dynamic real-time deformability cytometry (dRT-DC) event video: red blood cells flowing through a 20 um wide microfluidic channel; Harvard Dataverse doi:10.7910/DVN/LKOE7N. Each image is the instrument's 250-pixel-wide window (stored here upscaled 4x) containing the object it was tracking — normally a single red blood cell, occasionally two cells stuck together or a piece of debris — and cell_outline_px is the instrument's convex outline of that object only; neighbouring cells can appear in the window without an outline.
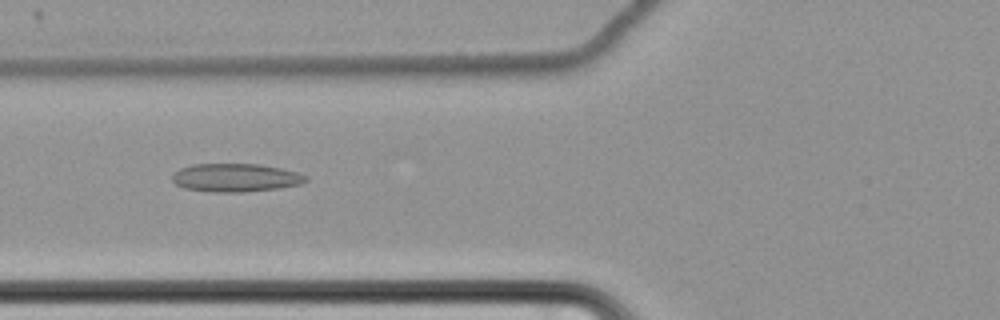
{"species": "common noctule bat (a hibernating species)", "species_latin": "Nyctalus noctula", "temperature_condition": "cold", "stored_images_in_passage": 59, "camera_frame_rate_fps": 3000, "um_per_image_px": 0.085, "animal": {"sex": "female", "body_mass_g": 22.7, "forearm_length_mm": 54.2}, "frame": {"image": 1, "passage_image": 27, "time_ms": 8.667, "image_size_px": [1000, 320], "cell_outline_px": [[308, 180], [300, 184], [280, 188], [244, 192], [212, 192], [184, 188], [176, 184], [172, 180], [172, 172], [180, 168], [192, 164], [260, 164], [280, 168], [296, 172], [308, 176]], "centroid_in_image_um": [20.01, 15.1], "position_along_channel_um": 105.8, "area_um2": 22.14}}
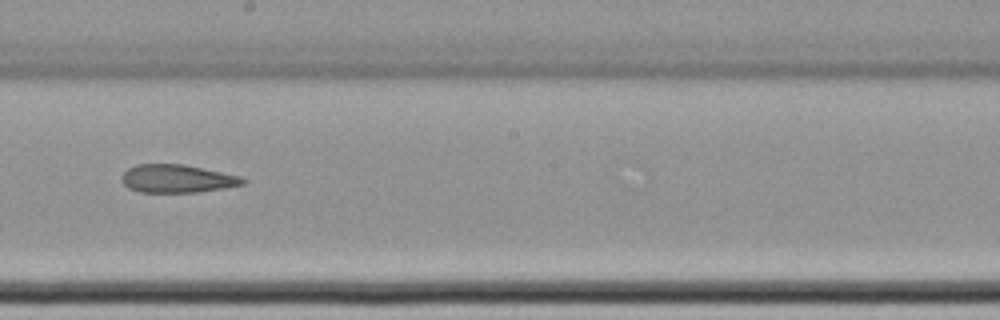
{"frame": {"image": 2, "passage_image": 38, "time_ms": 12.333, "image_size_px": [1000, 320], "cell_outline_px": [[248, 180], [244, 184], [224, 188], [200, 192], [140, 192], [128, 188], [124, 184], [120, 176], [128, 168], [136, 164], [184, 164], [240, 176]], "centroid_in_image_um": [15.05, 15.18], "position_along_channel_um": 233.1, "area_um2": 19.88}}
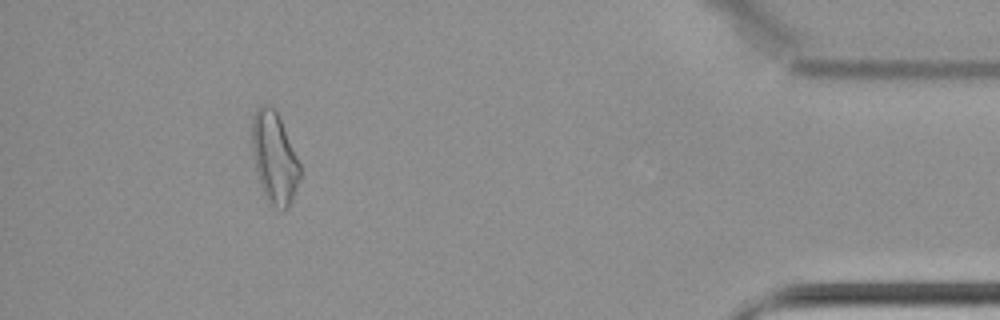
{"frame": {"image": 3, "passage_image": 58, "time_ms": 19.0, "image_size_px": [1000, 320], "cell_outline_px": [[300, 176], [292, 200], [288, 208], [284, 212], [268, 204], [264, 196], [260, 184], [252, 152], [252, 116], [256, 108], [260, 104], [264, 104], [272, 108], [276, 112], [280, 120], [300, 164]], "centroid_in_image_um": [23.3, 13.46], "position_along_channel_um": 411.9, "area_um2": 25.37}}